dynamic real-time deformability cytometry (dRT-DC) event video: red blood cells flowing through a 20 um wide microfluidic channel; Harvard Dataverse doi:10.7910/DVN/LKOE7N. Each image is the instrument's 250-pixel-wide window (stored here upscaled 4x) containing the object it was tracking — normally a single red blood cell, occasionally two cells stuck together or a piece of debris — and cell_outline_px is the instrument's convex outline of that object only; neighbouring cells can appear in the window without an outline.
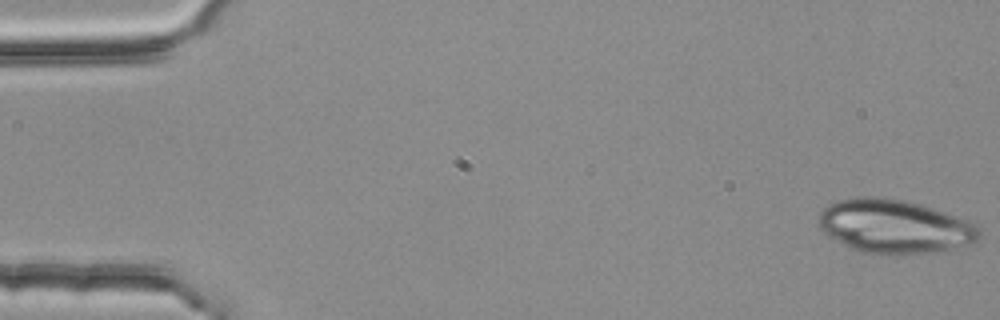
{"species": "common noctule bat (a hibernating species)", "species_latin": "Nyctalus noctula", "temperature_condition": "room temperature", "stored_images_in_passage": 4, "camera_frame_rate_fps": 3000, "um_per_image_px": 0.085, "animal": {"sex": "female", "body_mass_g": 25.1}, "frame": {"image": 1, "passage_image": 1, "time_ms": 0.0, "image_size_px": [1000, 320], "cell_outline_px": [[980, 236], [976, 240], [968, 244], [932, 252], [864, 252], [852, 248], [828, 236], [820, 228], [820, 212], [828, 204], [836, 200], [856, 196], [876, 196], [904, 200], [920, 204], [968, 220], [976, 224], [980, 228]], "centroid_in_image_um": [76.01, 19.19], "position_along_channel_um": 9.0, "area_um2": 49.3}}